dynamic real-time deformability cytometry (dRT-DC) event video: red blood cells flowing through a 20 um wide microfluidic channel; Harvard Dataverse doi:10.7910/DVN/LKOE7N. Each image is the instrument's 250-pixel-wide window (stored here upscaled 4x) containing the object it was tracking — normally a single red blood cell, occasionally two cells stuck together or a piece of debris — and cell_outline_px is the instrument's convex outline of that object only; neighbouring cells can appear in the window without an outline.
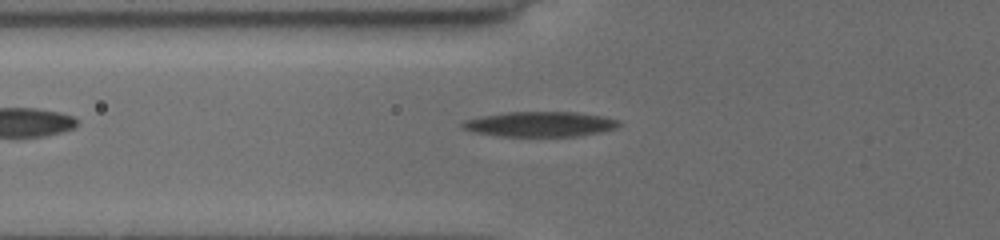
{"species": "common noctule bat (a hibernating species)", "species_latin": "Nyctalus noctula", "temperature_condition": "cold", "stored_images_in_passage": 21, "camera_frame_rate_fps": 3000, "um_per_image_px": 0.085, "animal": {"sex": "female", "body_mass_g": 19.5, "forearm_length_mm": 54.1}, "frame": {"image": 1, "passage_image": 2, "time_ms": 0.667, "image_size_px": [1000, 240], "cell_outline_px": [[620, 124], [616, 128], [600, 132], [576, 136], [500, 136], [476, 132], [464, 128], [460, 124], [464, 120], [484, 116], [508, 112], [576, 112], [604, 116], [616, 120]], "centroid_in_image_um": [45.92, 10.55], "position_along_channel_um": 79.9, "area_um2": 22.54}}
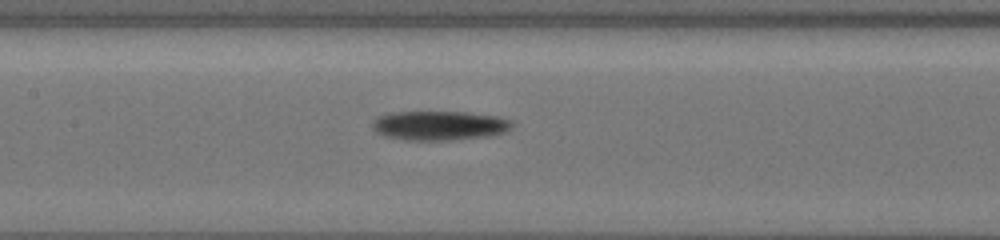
{"frame": {"image": 2, "passage_image": 10, "time_ms": 3.0, "image_size_px": [1000, 240], "cell_outline_px": [[512, 128], [504, 132], [492, 136], [448, 140], [404, 140], [388, 136], [376, 132], [372, 128], [372, 124], [380, 116], [392, 112], [464, 112], [496, 116], [512, 120]], "centroid_in_image_um": [37.39, 10.67], "position_along_channel_um": 170.0, "area_um2": 23.76}}
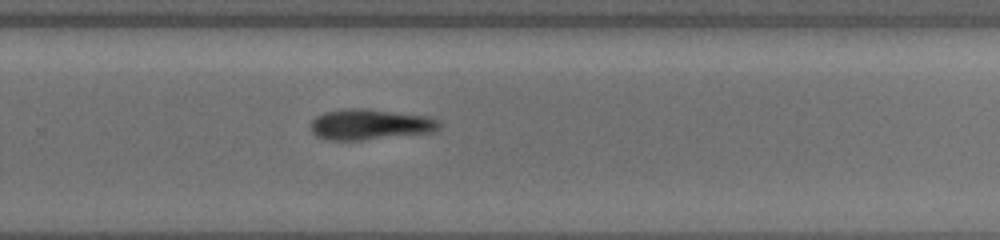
{"frame": {"image": 3, "passage_image": 21, "time_ms": 6.333, "image_size_px": [1000, 240], "cell_outline_px": [[440, 128], [432, 132], [360, 140], [328, 140], [316, 136], [312, 132], [312, 120], [316, 116], [324, 112], [348, 108], [364, 108], [432, 116], [440, 120]], "centroid_in_image_um": [31.49, 10.56], "position_along_channel_um": 298.3, "area_um2": 23.06}}